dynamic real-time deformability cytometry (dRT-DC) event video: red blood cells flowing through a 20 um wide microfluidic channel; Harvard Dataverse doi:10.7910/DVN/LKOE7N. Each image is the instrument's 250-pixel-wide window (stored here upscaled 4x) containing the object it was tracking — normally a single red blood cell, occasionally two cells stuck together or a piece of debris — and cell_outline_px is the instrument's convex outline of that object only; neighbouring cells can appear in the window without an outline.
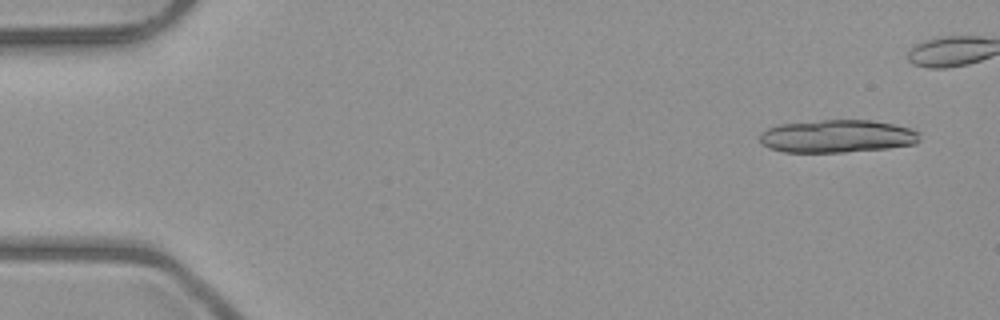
{"species": "common noctule bat (a hibernating species)", "species_latin": "Nyctalus noctula", "temperature_condition": "room temperature", "stored_images_in_passage": 5, "camera_frame_rate_fps": 3000, "um_per_image_px": 0.085, "animal": {"sex": "male", "body_mass_g": 23.1, "forearm_length_mm": 52.7}, "frame": {"image": 1, "passage_image": 1, "time_ms": 0.0, "image_size_px": [1000, 320], "cell_outline_px": [[920, 140], [916, 144], [888, 148], [844, 152], [784, 152], [768, 148], [760, 144], [760, 132], [768, 128], [780, 124], [820, 120], [872, 120], [912, 128], [920, 132]], "centroid_in_image_um": [71.17, 11.58], "position_along_channel_um": 13.8, "area_um2": 30.87}}